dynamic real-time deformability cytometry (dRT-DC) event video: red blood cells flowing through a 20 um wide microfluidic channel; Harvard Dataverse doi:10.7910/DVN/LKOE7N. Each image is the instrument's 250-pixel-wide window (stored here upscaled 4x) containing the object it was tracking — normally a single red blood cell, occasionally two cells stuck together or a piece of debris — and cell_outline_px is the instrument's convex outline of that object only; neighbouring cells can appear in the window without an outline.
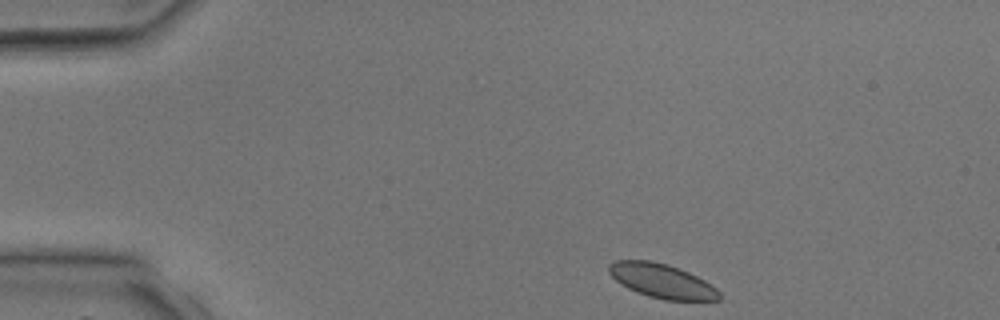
{"species": "common noctule bat (a hibernating species)", "species_latin": "Nyctalus noctula", "temperature_condition": "room temperature", "stored_images_in_passage": 3, "camera_frame_rate_fps": 3000, "um_per_image_px": 0.085, "animal": {"sex": "male", "body_mass_g": 17.9, "forearm_length_mm": 54.2}, "frame": {"image": 1, "passage_image": 1, "time_ms": 0.0, "image_size_px": [1000, 320], "cell_outline_px": [[720, 300], [664, 300], [648, 296], [636, 292], [620, 284], [608, 272], [608, 264], [616, 260], [652, 260], [668, 264], [680, 268], [704, 280], [716, 288], [720, 292]], "centroid_in_image_um": [56.24, 23.87], "position_along_channel_um": 28.8, "area_um2": 22.08}}